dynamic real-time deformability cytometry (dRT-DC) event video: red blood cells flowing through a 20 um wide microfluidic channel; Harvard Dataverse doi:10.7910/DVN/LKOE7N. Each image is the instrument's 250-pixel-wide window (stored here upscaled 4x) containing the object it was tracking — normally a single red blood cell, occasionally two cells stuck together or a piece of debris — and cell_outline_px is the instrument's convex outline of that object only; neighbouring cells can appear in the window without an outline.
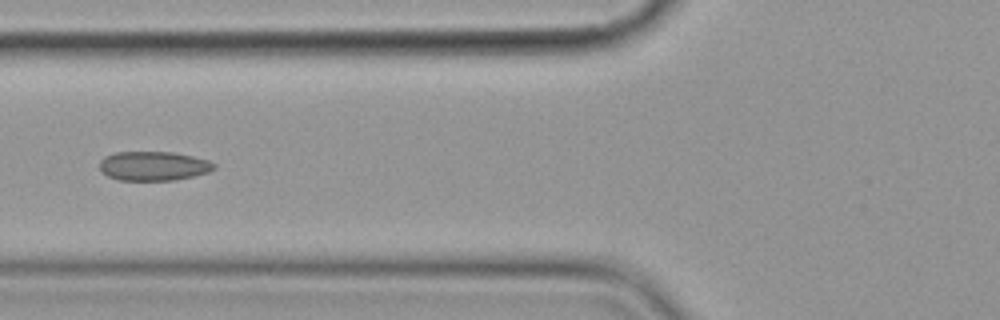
{"species": "common noctule bat (a hibernating species)", "species_latin": "Nyctalus noctula", "temperature_condition": "cold", "stored_images_in_passage": 10, "camera_frame_rate_fps": 3000, "um_per_image_px": 0.085, "animal": {"sex": "female", "body_mass_g": 19.9}, "frame": {"image": 1, "passage_image": 7, "time_ms": 7.333, "image_size_px": [1000, 320], "cell_outline_px": [[216, 168], [208, 172], [192, 176], [172, 180], [120, 180], [108, 176], [100, 172], [100, 160], [104, 156], [116, 152], [172, 152], [192, 156], [208, 160], [216, 164]], "centroid_in_image_um": [13.03, 14.1], "position_along_channel_um": 112.8, "area_um2": 19.48}}
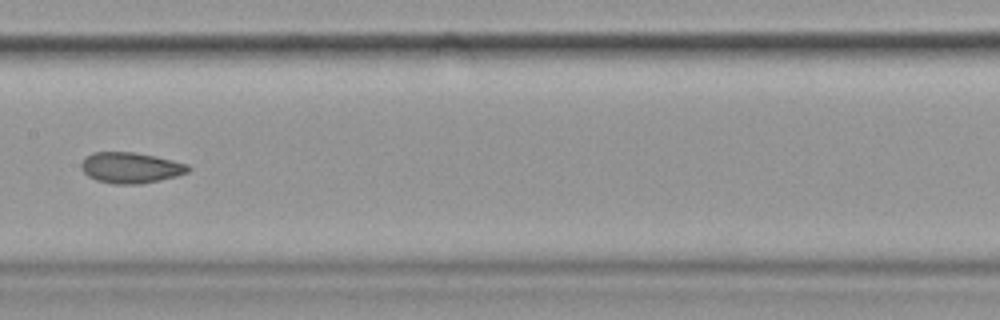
{"frame": {"image": 2, "passage_image": 9, "time_ms": 9.667, "image_size_px": [1000, 320], "cell_outline_px": [[192, 168], [188, 172], [176, 176], [160, 180], [140, 184], [112, 184], [96, 180], [88, 176], [80, 168], [80, 164], [92, 152], [132, 152], [156, 156], [188, 164]], "centroid_in_image_um": [11.12, 14.26], "position_along_channel_um": 196.3, "area_um2": 19.25}}
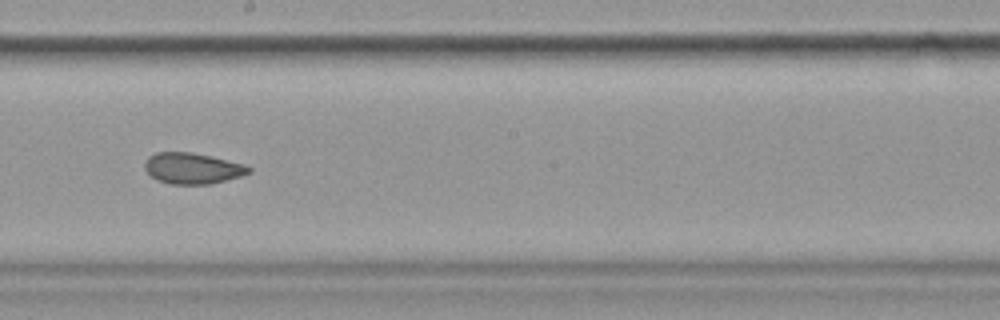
{"frame": {"image": 3, "passage_image": 10, "time_ms": 10.667, "image_size_px": [1000, 320], "cell_outline_px": [[252, 172], [240, 176], [212, 184], [168, 184], [156, 180], [144, 168], [144, 164], [148, 156], [156, 152], [192, 152], [212, 156], [244, 164], [252, 168]], "centroid_in_image_um": [16.36, 14.31], "position_along_channel_um": 231.8, "area_um2": 18.96}}